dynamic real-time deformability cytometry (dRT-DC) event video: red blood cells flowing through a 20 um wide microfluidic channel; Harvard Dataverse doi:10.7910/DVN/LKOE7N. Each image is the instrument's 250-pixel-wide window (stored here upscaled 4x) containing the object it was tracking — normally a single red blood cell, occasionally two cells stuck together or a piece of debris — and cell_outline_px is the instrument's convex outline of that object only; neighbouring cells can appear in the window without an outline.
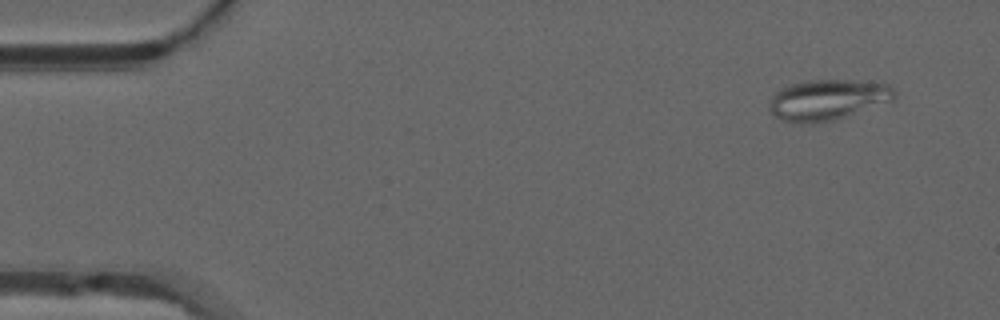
{"species": "common noctule bat (a hibernating species)", "species_latin": "Nyctalus noctula", "temperature_condition": "warm", "stored_images_in_passage": 11, "camera_frame_rate_fps": 3000, "um_per_image_px": 0.085, "animal": {"sex": "male", "forearm_length_mm": 52.5}, "frame": {"image": 1, "passage_image": 1, "time_ms": 0.0, "image_size_px": [1000, 320], "cell_outline_px": [[896, 96], [892, 100], [836, 120], [812, 124], [800, 124], [784, 120], [776, 116], [768, 108], [768, 104], [772, 96], [780, 88], [792, 84], [808, 80], [848, 80], [888, 84], [896, 92]], "centroid_in_image_um": [70.32, 8.49], "position_along_channel_um": 14.7, "area_um2": 29.59}}